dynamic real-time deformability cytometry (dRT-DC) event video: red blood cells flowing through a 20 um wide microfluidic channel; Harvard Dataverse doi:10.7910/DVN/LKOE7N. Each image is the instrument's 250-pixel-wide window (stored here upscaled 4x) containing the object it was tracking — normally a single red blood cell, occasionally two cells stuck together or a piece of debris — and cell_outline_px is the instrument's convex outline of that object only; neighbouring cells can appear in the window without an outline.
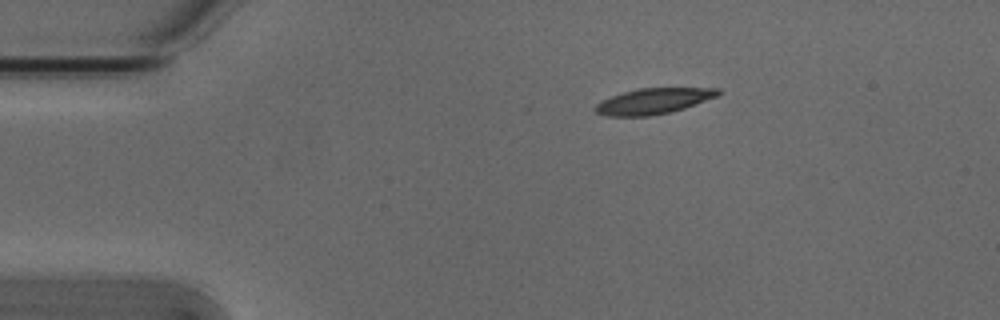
{"species": "Egyptian fruit bat (a non-hibernating species)", "species_latin": "Rousettus aegyptiacus", "temperature_condition": "cold", "stored_images_in_passage": 5, "camera_frame_rate_fps": 3000, "um_per_image_px": 0.085, "animal": {"sex": "male"}, "frame": {"image": 1, "passage_image": 1, "time_ms": 0.0, "image_size_px": [1000, 320], "cell_outline_px": [[720, 92], [716, 96], [684, 108], [672, 112], [648, 116], [608, 116], [596, 112], [592, 108], [600, 100], [636, 88], [720, 88]], "centroid_in_image_um": [55.49, 8.59], "position_along_channel_um": 29.5, "area_um2": 18.32}}
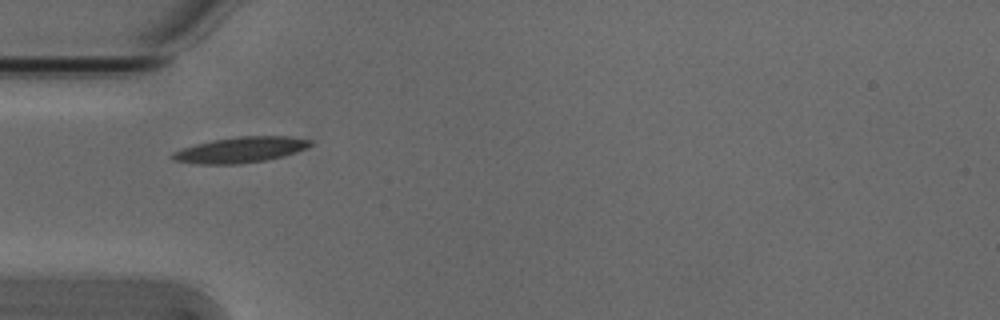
{"frame": {"image": 2, "passage_image": 3, "time_ms": 0.667, "image_size_px": [1000, 320], "cell_outline_px": [[312, 144], [296, 152], [264, 160], [240, 164], [196, 164], [172, 160], [168, 156], [172, 152], [180, 148], [212, 140], [236, 136], [288, 136], [312, 140]], "centroid_in_image_um": [20.35, 12.73], "position_along_channel_um": 64.6, "area_um2": 20.69}}
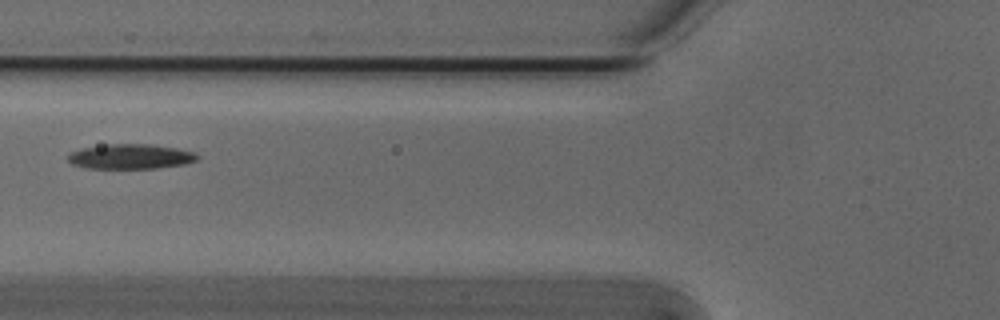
{"frame": {"image": 3, "passage_image": 4, "time_ms": 1.0, "image_size_px": [1000, 320], "cell_outline_px": [[200, 156], [196, 160], [184, 164], [156, 168], [84, 168], [72, 164], [68, 160], [68, 156], [72, 152], [84, 148], [104, 144], [152, 144], [176, 148], [196, 152]], "centroid_in_image_um": [11.12, 13.3], "position_along_channel_um": 114.7, "area_um2": 18.73}}